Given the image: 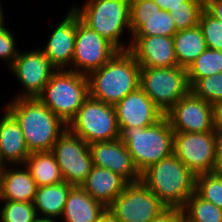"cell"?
I'll return each instance as SVG.
<instances>
[{
	"label": "cell",
	"mask_w": 222,
	"mask_h": 222,
	"mask_svg": "<svg viewBox=\"0 0 222 222\" xmlns=\"http://www.w3.org/2000/svg\"><path fill=\"white\" fill-rule=\"evenodd\" d=\"M8 102L4 107L18 121L30 153L52 151L68 126L37 97L11 98Z\"/></svg>",
	"instance_id": "6da1fadb"
},
{
	"label": "cell",
	"mask_w": 222,
	"mask_h": 222,
	"mask_svg": "<svg viewBox=\"0 0 222 222\" xmlns=\"http://www.w3.org/2000/svg\"><path fill=\"white\" fill-rule=\"evenodd\" d=\"M141 67L129 51H118L98 70L87 77L89 96L93 99L116 105L140 83Z\"/></svg>",
	"instance_id": "7a4b0ae2"
},
{
	"label": "cell",
	"mask_w": 222,
	"mask_h": 222,
	"mask_svg": "<svg viewBox=\"0 0 222 222\" xmlns=\"http://www.w3.org/2000/svg\"><path fill=\"white\" fill-rule=\"evenodd\" d=\"M194 175L174 154L153 164L141 181L167 208L182 209L195 192Z\"/></svg>",
	"instance_id": "3957f363"
},
{
	"label": "cell",
	"mask_w": 222,
	"mask_h": 222,
	"mask_svg": "<svg viewBox=\"0 0 222 222\" xmlns=\"http://www.w3.org/2000/svg\"><path fill=\"white\" fill-rule=\"evenodd\" d=\"M120 140L126 145L140 174L173 154L174 131L165 115L148 127L124 128Z\"/></svg>",
	"instance_id": "277c9868"
},
{
	"label": "cell",
	"mask_w": 222,
	"mask_h": 222,
	"mask_svg": "<svg viewBox=\"0 0 222 222\" xmlns=\"http://www.w3.org/2000/svg\"><path fill=\"white\" fill-rule=\"evenodd\" d=\"M71 7L86 25L119 51L130 49V44L122 40L125 32L131 35L130 0H85L82 6L73 3Z\"/></svg>",
	"instance_id": "5b68a950"
},
{
	"label": "cell",
	"mask_w": 222,
	"mask_h": 222,
	"mask_svg": "<svg viewBox=\"0 0 222 222\" xmlns=\"http://www.w3.org/2000/svg\"><path fill=\"white\" fill-rule=\"evenodd\" d=\"M88 97V77L70 70H56L37 96L67 126Z\"/></svg>",
	"instance_id": "8992f818"
},
{
	"label": "cell",
	"mask_w": 222,
	"mask_h": 222,
	"mask_svg": "<svg viewBox=\"0 0 222 222\" xmlns=\"http://www.w3.org/2000/svg\"><path fill=\"white\" fill-rule=\"evenodd\" d=\"M139 87L165 115L190 91L186 68L141 67Z\"/></svg>",
	"instance_id": "52a82bcc"
},
{
	"label": "cell",
	"mask_w": 222,
	"mask_h": 222,
	"mask_svg": "<svg viewBox=\"0 0 222 222\" xmlns=\"http://www.w3.org/2000/svg\"><path fill=\"white\" fill-rule=\"evenodd\" d=\"M68 128L88 145L120 138L115 106L90 96L68 124Z\"/></svg>",
	"instance_id": "ba28073f"
},
{
	"label": "cell",
	"mask_w": 222,
	"mask_h": 222,
	"mask_svg": "<svg viewBox=\"0 0 222 222\" xmlns=\"http://www.w3.org/2000/svg\"><path fill=\"white\" fill-rule=\"evenodd\" d=\"M166 208L141 180L128 183L108 207L119 222H151Z\"/></svg>",
	"instance_id": "9c48e42d"
},
{
	"label": "cell",
	"mask_w": 222,
	"mask_h": 222,
	"mask_svg": "<svg viewBox=\"0 0 222 222\" xmlns=\"http://www.w3.org/2000/svg\"><path fill=\"white\" fill-rule=\"evenodd\" d=\"M216 132H174L173 154L194 174L212 173Z\"/></svg>",
	"instance_id": "30bf717a"
},
{
	"label": "cell",
	"mask_w": 222,
	"mask_h": 222,
	"mask_svg": "<svg viewBox=\"0 0 222 222\" xmlns=\"http://www.w3.org/2000/svg\"><path fill=\"white\" fill-rule=\"evenodd\" d=\"M52 152L63 181L72 186H81L93 166L89 145L67 127L55 142Z\"/></svg>",
	"instance_id": "8fae6325"
},
{
	"label": "cell",
	"mask_w": 222,
	"mask_h": 222,
	"mask_svg": "<svg viewBox=\"0 0 222 222\" xmlns=\"http://www.w3.org/2000/svg\"><path fill=\"white\" fill-rule=\"evenodd\" d=\"M119 50L86 25L77 13L74 56L70 71L88 76L107 63Z\"/></svg>",
	"instance_id": "7c38bea8"
},
{
	"label": "cell",
	"mask_w": 222,
	"mask_h": 222,
	"mask_svg": "<svg viewBox=\"0 0 222 222\" xmlns=\"http://www.w3.org/2000/svg\"><path fill=\"white\" fill-rule=\"evenodd\" d=\"M7 69L22 87V91L12 98L37 97L56 71L40 48L28 52L20 50L16 60Z\"/></svg>",
	"instance_id": "4fadbf2b"
},
{
	"label": "cell",
	"mask_w": 222,
	"mask_h": 222,
	"mask_svg": "<svg viewBox=\"0 0 222 222\" xmlns=\"http://www.w3.org/2000/svg\"><path fill=\"white\" fill-rule=\"evenodd\" d=\"M174 132L213 131V107L191 90L166 114Z\"/></svg>",
	"instance_id": "5bb4252c"
},
{
	"label": "cell",
	"mask_w": 222,
	"mask_h": 222,
	"mask_svg": "<svg viewBox=\"0 0 222 222\" xmlns=\"http://www.w3.org/2000/svg\"><path fill=\"white\" fill-rule=\"evenodd\" d=\"M131 36H174L178 31L169 11L153 0H130Z\"/></svg>",
	"instance_id": "9a60e30c"
},
{
	"label": "cell",
	"mask_w": 222,
	"mask_h": 222,
	"mask_svg": "<svg viewBox=\"0 0 222 222\" xmlns=\"http://www.w3.org/2000/svg\"><path fill=\"white\" fill-rule=\"evenodd\" d=\"M71 8V9H70ZM67 15L52 29L44 48H40L56 70H69L74 56L77 12L70 7Z\"/></svg>",
	"instance_id": "2e32d148"
},
{
	"label": "cell",
	"mask_w": 222,
	"mask_h": 222,
	"mask_svg": "<svg viewBox=\"0 0 222 222\" xmlns=\"http://www.w3.org/2000/svg\"><path fill=\"white\" fill-rule=\"evenodd\" d=\"M129 51L140 67H177L172 36H129Z\"/></svg>",
	"instance_id": "e0dca14e"
},
{
	"label": "cell",
	"mask_w": 222,
	"mask_h": 222,
	"mask_svg": "<svg viewBox=\"0 0 222 222\" xmlns=\"http://www.w3.org/2000/svg\"><path fill=\"white\" fill-rule=\"evenodd\" d=\"M114 106L120 132L129 127L151 126L164 116L140 87Z\"/></svg>",
	"instance_id": "ac0fdd59"
},
{
	"label": "cell",
	"mask_w": 222,
	"mask_h": 222,
	"mask_svg": "<svg viewBox=\"0 0 222 222\" xmlns=\"http://www.w3.org/2000/svg\"><path fill=\"white\" fill-rule=\"evenodd\" d=\"M89 150L93 166L109 169L123 177L128 183L141 180V174L120 138L91 144Z\"/></svg>",
	"instance_id": "d6986e66"
},
{
	"label": "cell",
	"mask_w": 222,
	"mask_h": 222,
	"mask_svg": "<svg viewBox=\"0 0 222 222\" xmlns=\"http://www.w3.org/2000/svg\"><path fill=\"white\" fill-rule=\"evenodd\" d=\"M3 109L4 115L0 117L1 158L6 165L24 164L31 153L23 132L15 117L5 107Z\"/></svg>",
	"instance_id": "ffe728a7"
},
{
	"label": "cell",
	"mask_w": 222,
	"mask_h": 222,
	"mask_svg": "<svg viewBox=\"0 0 222 222\" xmlns=\"http://www.w3.org/2000/svg\"><path fill=\"white\" fill-rule=\"evenodd\" d=\"M36 189V183L24 164H8L0 172V200L33 202Z\"/></svg>",
	"instance_id": "44dd1931"
},
{
	"label": "cell",
	"mask_w": 222,
	"mask_h": 222,
	"mask_svg": "<svg viewBox=\"0 0 222 222\" xmlns=\"http://www.w3.org/2000/svg\"><path fill=\"white\" fill-rule=\"evenodd\" d=\"M128 182L109 169L92 166L81 187L96 201L108 208Z\"/></svg>",
	"instance_id": "7402d4cb"
},
{
	"label": "cell",
	"mask_w": 222,
	"mask_h": 222,
	"mask_svg": "<svg viewBox=\"0 0 222 222\" xmlns=\"http://www.w3.org/2000/svg\"><path fill=\"white\" fill-rule=\"evenodd\" d=\"M105 209L81 186H73L68 193L60 222H97Z\"/></svg>",
	"instance_id": "603a6c76"
},
{
	"label": "cell",
	"mask_w": 222,
	"mask_h": 222,
	"mask_svg": "<svg viewBox=\"0 0 222 222\" xmlns=\"http://www.w3.org/2000/svg\"><path fill=\"white\" fill-rule=\"evenodd\" d=\"M73 186L65 181L37 187L33 201L38 217L61 219L69 191Z\"/></svg>",
	"instance_id": "cb8c5ba5"
},
{
	"label": "cell",
	"mask_w": 222,
	"mask_h": 222,
	"mask_svg": "<svg viewBox=\"0 0 222 222\" xmlns=\"http://www.w3.org/2000/svg\"><path fill=\"white\" fill-rule=\"evenodd\" d=\"M37 187L63 181L60 167L52 151L32 152L24 163Z\"/></svg>",
	"instance_id": "d4e9b609"
},
{
	"label": "cell",
	"mask_w": 222,
	"mask_h": 222,
	"mask_svg": "<svg viewBox=\"0 0 222 222\" xmlns=\"http://www.w3.org/2000/svg\"><path fill=\"white\" fill-rule=\"evenodd\" d=\"M175 55L178 66L188 68L190 64L206 49V42L198 26L178 31L173 36Z\"/></svg>",
	"instance_id": "484cf974"
},
{
	"label": "cell",
	"mask_w": 222,
	"mask_h": 222,
	"mask_svg": "<svg viewBox=\"0 0 222 222\" xmlns=\"http://www.w3.org/2000/svg\"><path fill=\"white\" fill-rule=\"evenodd\" d=\"M186 70L191 88L200 78L222 72V51L207 48Z\"/></svg>",
	"instance_id": "4316f807"
},
{
	"label": "cell",
	"mask_w": 222,
	"mask_h": 222,
	"mask_svg": "<svg viewBox=\"0 0 222 222\" xmlns=\"http://www.w3.org/2000/svg\"><path fill=\"white\" fill-rule=\"evenodd\" d=\"M188 222H222V208L204 200L194 192L182 208Z\"/></svg>",
	"instance_id": "83f0119b"
},
{
	"label": "cell",
	"mask_w": 222,
	"mask_h": 222,
	"mask_svg": "<svg viewBox=\"0 0 222 222\" xmlns=\"http://www.w3.org/2000/svg\"><path fill=\"white\" fill-rule=\"evenodd\" d=\"M195 192L204 200L222 208V174L212 172L196 175Z\"/></svg>",
	"instance_id": "f1b7e54d"
},
{
	"label": "cell",
	"mask_w": 222,
	"mask_h": 222,
	"mask_svg": "<svg viewBox=\"0 0 222 222\" xmlns=\"http://www.w3.org/2000/svg\"><path fill=\"white\" fill-rule=\"evenodd\" d=\"M203 9L204 0H186L184 6L170 9L169 12L177 31H182L198 26Z\"/></svg>",
	"instance_id": "f546056e"
},
{
	"label": "cell",
	"mask_w": 222,
	"mask_h": 222,
	"mask_svg": "<svg viewBox=\"0 0 222 222\" xmlns=\"http://www.w3.org/2000/svg\"><path fill=\"white\" fill-rule=\"evenodd\" d=\"M0 222H34L38 217L33 202L0 200Z\"/></svg>",
	"instance_id": "4dcf8cb0"
},
{
	"label": "cell",
	"mask_w": 222,
	"mask_h": 222,
	"mask_svg": "<svg viewBox=\"0 0 222 222\" xmlns=\"http://www.w3.org/2000/svg\"><path fill=\"white\" fill-rule=\"evenodd\" d=\"M190 90L197 96L215 104L222 101V72L200 78Z\"/></svg>",
	"instance_id": "1f68e13d"
},
{
	"label": "cell",
	"mask_w": 222,
	"mask_h": 222,
	"mask_svg": "<svg viewBox=\"0 0 222 222\" xmlns=\"http://www.w3.org/2000/svg\"><path fill=\"white\" fill-rule=\"evenodd\" d=\"M198 25L202 30L207 48L222 51V21L203 9Z\"/></svg>",
	"instance_id": "d6a6232c"
},
{
	"label": "cell",
	"mask_w": 222,
	"mask_h": 222,
	"mask_svg": "<svg viewBox=\"0 0 222 222\" xmlns=\"http://www.w3.org/2000/svg\"><path fill=\"white\" fill-rule=\"evenodd\" d=\"M5 24L7 23L0 24V59L5 62V67L9 68L16 60L20 50L16 45L14 31L8 29L6 27L8 25Z\"/></svg>",
	"instance_id": "836d02e7"
},
{
	"label": "cell",
	"mask_w": 222,
	"mask_h": 222,
	"mask_svg": "<svg viewBox=\"0 0 222 222\" xmlns=\"http://www.w3.org/2000/svg\"><path fill=\"white\" fill-rule=\"evenodd\" d=\"M183 217V211L180 208H166L151 222H179Z\"/></svg>",
	"instance_id": "e575fe53"
},
{
	"label": "cell",
	"mask_w": 222,
	"mask_h": 222,
	"mask_svg": "<svg viewBox=\"0 0 222 222\" xmlns=\"http://www.w3.org/2000/svg\"><path fill=\"white\" fill-rule=\"evenodd\" d=\"M204 9L211 16L222 21V0H204Z\"/></svg>",
	"instance_id": "d590c367"
},
{
	"label": "cell",
	"mask_w": 222,
	"mask_h": 222,
	"mask_svg": "<svg viewBox=\"0 0 222 222\" xmlns=\"http://www.w3.org/2000/svg\"><path fill=\"white\" fill-rule=\"evenodd\" d=\"M213 107V130L217 135H222V101L212 105Z\"/></svg>",
	"instance_id": "8d00e7d4"
},
{
	"label": "cell",
	"mask_w": 222,
	"mask_h": 222,
	"mask_svg": "<svg viewBox=\"0 0 222 222\" xmlns=\"http://www.w3.org/2000/svg\"><path fill=\"white\" fill-rule=\"evenodd\" d=\"M214 172L222 174V135H217Z\"/></svg>",
	"instance_id": "74e56055"
},
{
	"label": "cell",
	"mask_w": 222,
	"mask_h": 222,
	"mask_svg": "<svg viewBox=\"0 0 222 222\" xmlns=\"http://www.w3.org/2000/svg\"><path fill=\"white\" fill-rule=\"evenodd\" d=\"M162 10L169 11L170 9L184 6L186 0H153Z\"/></svg>",
	"instance_id": "f35d334b"
},
{
	"label": "cell",
	"mask_w": 222,
	"mask_h": 222,
	"mask_svg": "<svg viewBox=\"0 0 222 222\" xmlns=\"http://www.w3.org/2000/svg\"><path fill=\"white\" fill-rule=\"evenodd\" d=\"M97 222H119V221L116 219L115 215L108 208H106L104 212L100 215Z\"/></svg>",
	"instance_id": "ab89813d"
},
{
	"label": "cell",
	"mask_w": 222,
	"mask_h": 222,
	"mask_svg": "<svg viewBox=\"0 0 222 222\" xmlns=\"http://www.w3.org/2000/svg\"><path fill=\"white\" fill-rule=\"evenodd\" d=\"M34 222H59L55 218H41L37 217Z\"/></svg>",
	"instance_id": "60d3db41"
},
{
	"label": "cell",
	"mask_w": 222,
	"mask_h": 222,
	"mask_svg": "<svg viewBox=\"0 0 222 222\" xmlns=\"http://www.w3.org/2000/svg\"><path fill=\"white\" fill-rule=\"evenodd\" d=\"M2 3H1V1H0V24H3V23H5V18H6V16L4 15V10H3V7H2V5H1ZM5 17V18H4Z\"/></svg>",
	"instance_id": "b9f144b4"
},
{
	"label": "cell",
	"mask_w": 222,
	"mask_h": 222,
	"mask_svg": "<svg viewBox=\"0 0 222 222\" xmlns=\"http://www.w3.org/2000/svg\"><path fill=\"white\" fill-rule=\"evenodd\" d=\"M5 166H6V164L3 162L1 155H0V172L4 169Z\"/></svg>",
	"instance_id": "7bdbcfd3"
},
{
	"label": "cell",
	"mask_w": 222,
	"mask_h": 222,
	"mask_svg": "<svg viewBox=\"0 0 222 222\" xmlns=\"http://www.w3.org/2000/svg\"><path fill=\"white\" fill-rule=\"evenodd\" d=\"M179 222H188V221L184 217H182Z\"/></svg>",
	"instance_id": "ee69618b"
}]
</instances>
